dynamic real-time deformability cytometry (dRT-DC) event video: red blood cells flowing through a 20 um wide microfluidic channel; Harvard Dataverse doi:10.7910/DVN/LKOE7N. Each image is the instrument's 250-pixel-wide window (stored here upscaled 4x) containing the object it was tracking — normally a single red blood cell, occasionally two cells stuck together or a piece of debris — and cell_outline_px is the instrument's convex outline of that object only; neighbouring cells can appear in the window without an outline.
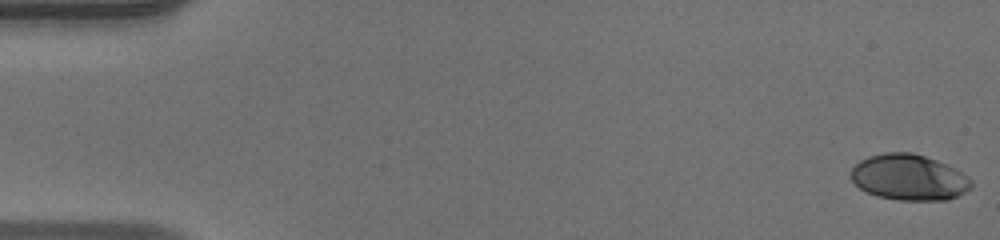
{"species": "human", "species_latin": "Homo sapiens", "temperature_condition": "warm", "stored_images_in_passage": 50, "camera_frame_rate_fps": 3000, "um_per_image_px": 0.085, "donor": {"sex": "male"}, "frame": {"image": 1, "passage_image": 1, "time_ms": 0.0, "image_size_px": [1000, 240], "cell_outline_px": [[972, 188], [948, 200], [896, 200], [876, 196], [860, 188], [852, 180], [852, 168], [860, 160], [868, 156], [884, 152], [912, 152], [936, 160], [968, 176], [972, 180]], "centroid_in_image_um": [77.26, 15.08], "position_along_channel_um": 7.7, "area_um2": 32.02}}
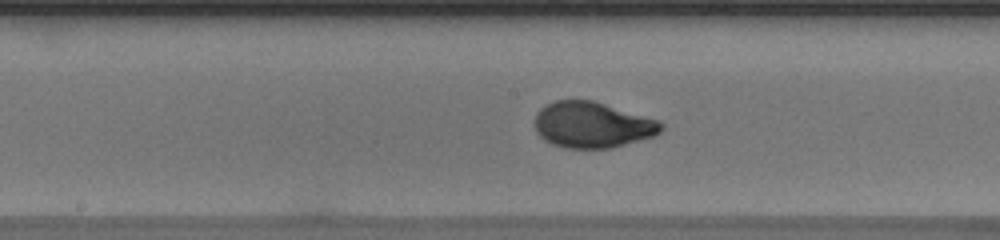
{"frame": {"image": 2, "passage_image": 26, "time_ms": 8.333, "image_size_px": [1000, 240], "cell_outline_px": [[664, 128], [656, 136], [612, 148], [568, 148], [552, 144], [544, 140], [536, 132], [532, 124], [536, 112], [540, 108], [556, 100], [592, 100], [660, 120], [664, 124]], "centroid_in_image_um": [50.35, 10.62], "position_along_channel_um": 197.9, "area_um2": 34.28}}
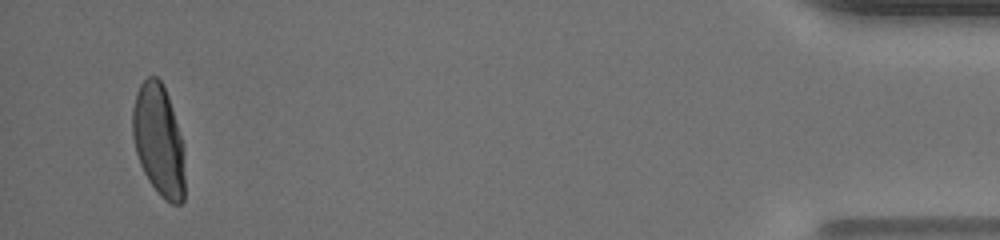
{"frame": {"image": 3, "passage_image": 48, "time_ms": 15.667, "image_size_px": [1000, 240], "cell_outline_px": [[184, 200], [180, 204], [172, 204], [164, 200], [160, 196], [148, 180], [140, 164], [136, 152], [132, 136], [132, 108], [136, 92], [140, 84], [148, 76], [156, 76], [160, 80], [168, 96], [184, 144]], "centroid_in_image_um": [13.49, 11.94], "position_along_channel_um": 421.7, "area_um2": 34.33}, "authors_computed_cell_mechanics": {"area_um2": 33.2639, "velocity_mm_per_s": 4.147, "shape_relaxation_time_tau1_ms": 6.1529, "shape_relaxation_time_tau2_ms": null, "deformation_change_tau1": 0.265, "deformation_change_tau2": null}}